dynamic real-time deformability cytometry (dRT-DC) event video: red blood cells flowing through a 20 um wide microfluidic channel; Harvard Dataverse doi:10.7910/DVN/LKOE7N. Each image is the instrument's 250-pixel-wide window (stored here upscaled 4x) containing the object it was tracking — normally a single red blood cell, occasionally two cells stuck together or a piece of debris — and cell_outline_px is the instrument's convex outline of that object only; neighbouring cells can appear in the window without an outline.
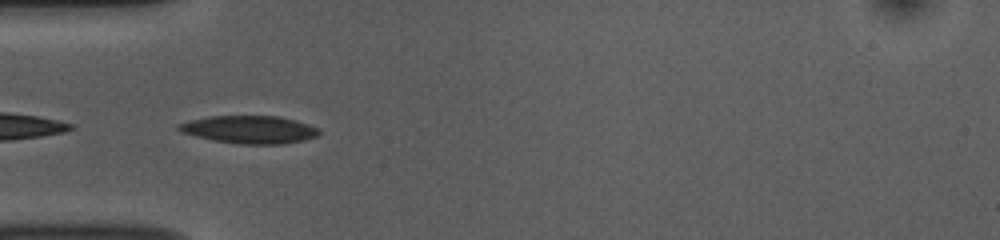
{"species": "common noctule bat (a hibernating species)", "species_latin": "Nyctalus noctula", "temperature_condition": "room temperature", "stored_images_in_passage": 39, "camera_frame_rate_fps": 3000, "um_per_image_px": 0.085, "animal": {"sex": "female", "body_mass_g": 10.0, "forearm_length_mm": 53.1}, "frame": {"image": 1, "passage_image": 2, "time_ms": 0.333, "image_size_px": [1000, 240], "cell_outline_px": [[320, 132], [316, 136], [304, 140], [284, 144], [244, 144], [212, 140], [196, 136], [184, 132], [176, 128], [176, 124], [208, 116], [280, 116], [296, 120], [320, 128]], "centroid_in_image_um": [21.24, 11.01], "position_along_channel_um": 63.8, "area_um2": 22.66}}
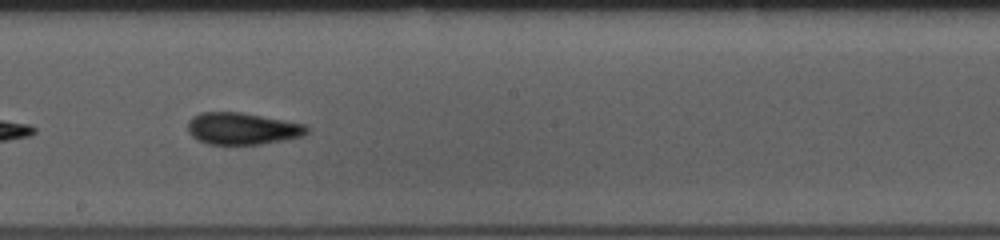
{"frame": {"image": 2, "passage_image": 15, "time_ms": 4.667, "image_size_px": [1000, 240], "cell_outline_px": [[308, 132], [304, 136], [284, 140], [260, 144], [208, 144], [192, 136], [188, 132], [188, 120], [192, 116], [200, 112], [240, 112], [284, 120], [304, 124], [308, 128]], "centroid_in_image_um": [20.58, 10.92], "position_along_channel_um": 227.6, "area_um2": 22.08}}
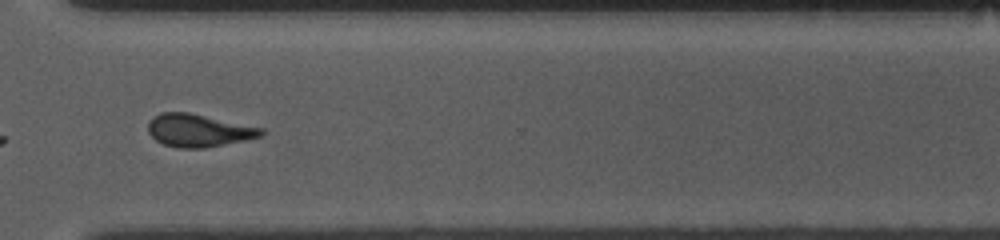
{"frame": {"image": 3, "passage_image": 25, "time_ms": 8.0, "image_size_px": [1000, 240], "cell_outline_px": [[264, 132], [260, 136], [248, 140], [204, 148], [176, 148], [164, 144], [156, 140], [148, 132], [148, 120], [152, 116], [160, 112], [188, 112], [264, 128]], "centroid_in_image_um": [16.86, 11.08], "position_along_channel_um": 353.7, "area_um2": 21.73}, "authors_computed_cell_mechanics": {"area_um2": 22.1374, "velocity_mm_per_s": 3.7917, "shape_relaxation_time_tau1_ms": 4.6434, "shape_relaxation_time_tau2_ms": 3.2793, "deformation_change_tau1": 0.1119, "deformation_change_tau2": 0.1245}}